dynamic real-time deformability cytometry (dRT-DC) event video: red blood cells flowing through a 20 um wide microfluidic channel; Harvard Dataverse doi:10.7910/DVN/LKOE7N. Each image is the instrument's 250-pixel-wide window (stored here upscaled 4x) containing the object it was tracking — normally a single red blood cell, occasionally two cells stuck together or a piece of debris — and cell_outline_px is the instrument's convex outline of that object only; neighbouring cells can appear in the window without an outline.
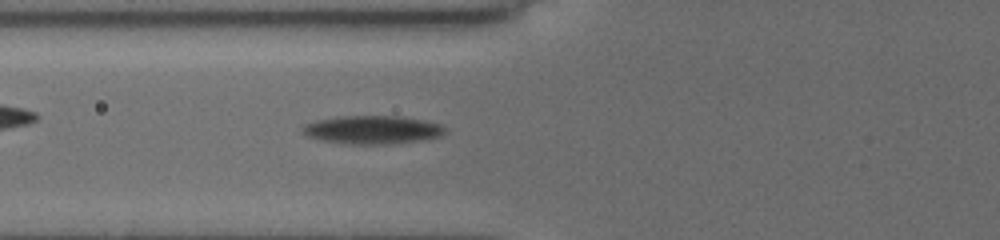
{"species": "common noctule bat (a hibernating species)", "species_latin": "Nyctalus noctula", "temperature_condition": "cold", "stored_images_in_passage": 12, "camera_frame_rate_fps": 3000, "um_per_image_px": 0.085, "animal": {"sex": "female", "body_mass_g": 19.5, "forearm_length_mm": 54.1}, "frame": {"image": 1, "passage_image": 7, "time_ms": 2.667, "image_size_px": [1000, 240], "cell_outline_px": [[444, 132], [440, 136], [420, 140], [388, 144], [352, 144], [320, 140], [308, 136], [300, 132], [300, 128], [304, 124], [316, 120], [340, 116], [400, 116], [424, 120], [440, 124], [444, 128]], "centroid_in_image_um": [31.59, 11.02], "position_along_channel_um": 94.2, "area_um2": 23.47}}
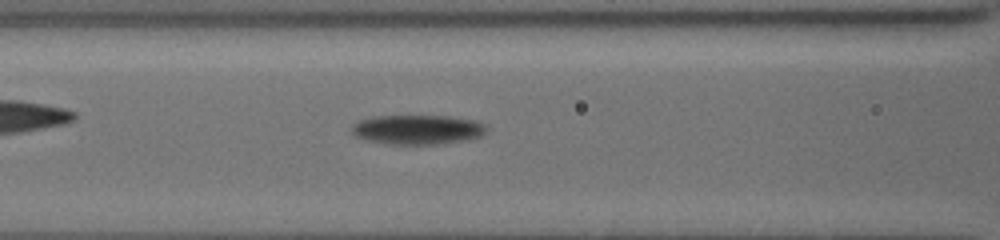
{"frame": {"image": 2, "passage_image": 9, "time_ms": 3.667, "image_size_px": [1000, 240], "cell_outline_px": [[488, 132], [484, 136], [468, 140], [436, 144], [384, 144], [364, 140], [356, 136], [352, 132], [352, 124], [360, 120], [372, 116], [448, 116], [472, 120], [484, 124], [488, 128]], "centroid_in_image_um": [35.5, 11.02], "position_along_channel_um": 131.1, "area_um2": 23.47}}
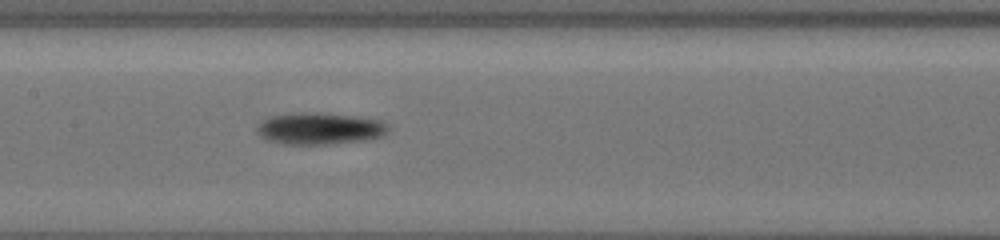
{"frame": {"image": 3, "passage_image": 12, "time_ms": 5.0, "image_size_px": [1000, 240], "cell_outline_px": [[388, 128], [380, 136], [364, 140], [324, 144], [284, 144], [264, 140], [256, 132], [256, 128], [260, 120], [264, 116], [296, 112], [316, 112], [356, 116], [380, 120], [388, 124]], "centroid_in_image_um": [27.05, 10.9], "position_along_channel_um": 180.4, "area_um2": 24.62}}